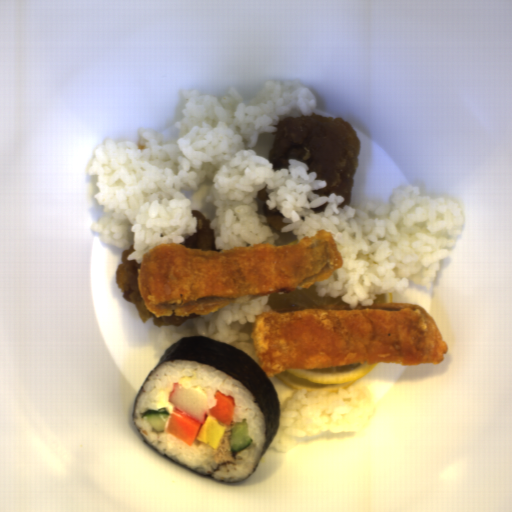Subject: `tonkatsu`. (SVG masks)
Instances as JSON below:
<instances>
[{
  "instance_id": "tonkatsu-1",
  "label": "tonkatsu",
  "mask_w": 512,
  "mask_h": 512,
  "mask_svg": "<svg viewBox=\"0 0 512 512\" xmlns=\"http://www.w3.org/2000/svg\"><path fill=\"white\" fill-rule=\"evenodd\" d=\"M343 265L331 232L323 229L295 242L222 251L163 243L143 255L137 279L144 306L156 317L201 316L241 297L310 287Z\"/></svg>"
},
{
  "instance_id": "tonkatsu-2",
  "label": "tonkatsu",
  "mask_w": 512,
  "mask_h": 512,
  "mask_svg": "<svg viewBox=\"0 0 512 512\" xmlns=\"http://www.w3.org/2000/svg\"><path fill=\"white\" fill-rule=\"evenodd\" d=\"M251 337L268 379L338 365H438L448 351L433 318L410 303L273 309L254 319Z\"/></svg>"
}]
</instances>
